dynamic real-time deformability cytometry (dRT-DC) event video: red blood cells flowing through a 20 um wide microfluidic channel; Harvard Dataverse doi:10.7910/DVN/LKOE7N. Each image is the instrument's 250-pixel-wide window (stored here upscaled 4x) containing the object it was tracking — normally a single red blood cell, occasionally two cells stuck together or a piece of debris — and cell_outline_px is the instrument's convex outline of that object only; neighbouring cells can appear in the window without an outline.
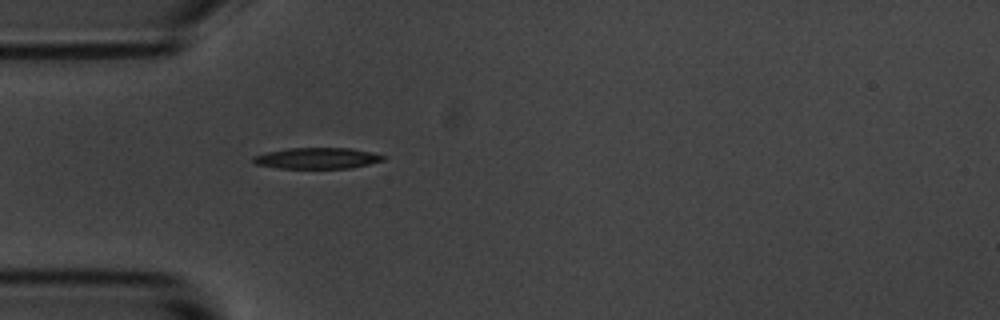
{"species": "common noctule bat (a hibernating species)", "species_latin": "Nyctalus noctula", "temperature_condition": "room temperature", "stored_images_in_passage": 40, "camera_frame_rate_fps": 3000, "um_per_image_px": 0.085, "animal": {"sex": "male", "body_mass_g": 20.1, "forearm_length_mm": 53.5}, "frame": {"image": 1, "passage_image": 1, "time_ms": 0.0, "image_size_px": [1000, 320], "cell_outline_px": [[384, 160], [352, 168], [280, 168], [252, 164], [252, 156], [268, 152], [288, 148], [352, 148], [372, 152], [384, 156]], "centroid_in_image_um": [26.92, 13.45], "position_along_channel_um": 58.1, "area_um2": 15.95}}
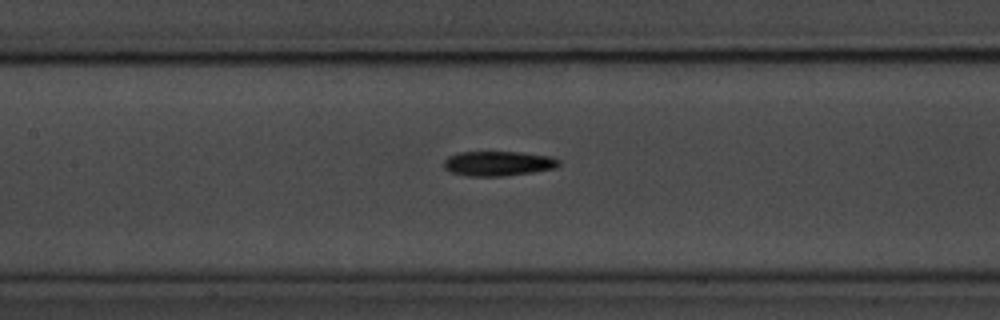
{"frame": {"image": 2, "passage_image": 10, "time_ms": 3.0, "image_size_px": [1000, 320], "cell_outline_px": [[560, 164], [556, 168], [532, 172], [504, 176], [468, 176], [452, 172], [444, 168], [444, 160], [448, 156], [460, 152], [520, 152], [552, 156], [560, 160]], "centroid_in_image_um": [42.37, 13.89], "position_along_channel_um": 165.0, "area_um2": 16.65}}
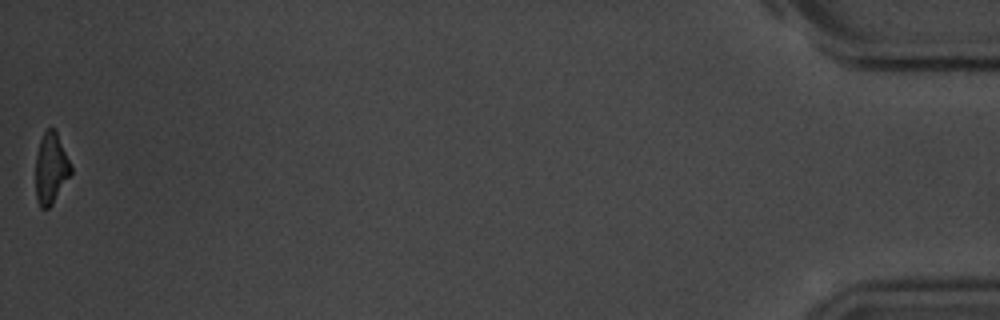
{"frame": {"image": 3, "passage_image": 40, "time_ms": 13.0, "image_size_px": [1000, 320], "cell_outline_px": [[72, 172], [52, 204], [48, 208], [40, 208], [36, 200], [36, 156], [40, 140], [44, 132], [48, 128], [56, 128], [72, 164]], "centroid_in_image_um": [4.35, 14.27], "position_along_channel_um": 430.9, "area_um2": 14.8}, "authors_computed_cell_mechanics": {"area_um2": 16.0684, "velocity_mm_per_s": 3.6461, "shape_relaxation_time_tau1_ms": 4.3914, "shape_relaxation_time_tau2_ms": 10.2352, "deformation_change_tau1": 0.18, "deformation_change_tau2": 0.2278}}